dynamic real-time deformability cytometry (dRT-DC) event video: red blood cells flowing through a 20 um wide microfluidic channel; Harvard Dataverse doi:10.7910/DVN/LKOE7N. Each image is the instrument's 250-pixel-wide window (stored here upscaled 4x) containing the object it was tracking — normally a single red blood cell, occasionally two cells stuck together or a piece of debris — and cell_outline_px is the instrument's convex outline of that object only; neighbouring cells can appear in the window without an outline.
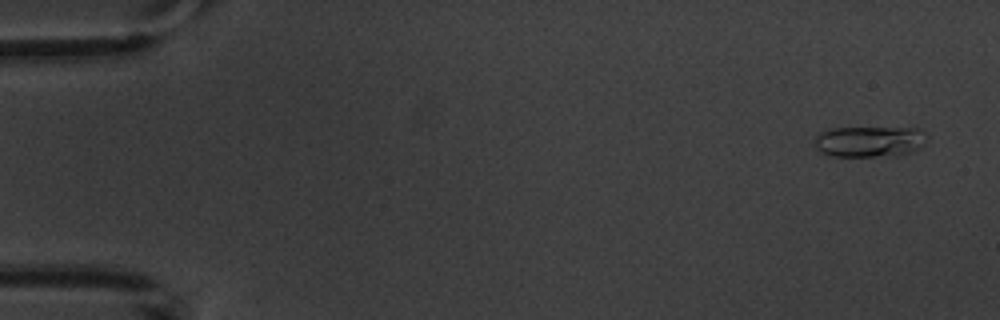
{"species": "common noctule bat (a hibernating species)", "species_latin": "Nyctalus noctula", "temperature_condition": "warm", "stored_images_in_passage": 5, "camera_frame_rate_fps": 3000, "um_per_image_px": 0.085, "animal": {"sex": "male", "body_mass_g": 20.1, "forearm_length_mm": 53.5}, "frame": {"image": 1, "passage_image": 5, "time_ms": 5.667, "image_size_px": [1000, 320], "cell_outline_px": [[928, 136], [924, 144], [920, 148], [912, 152], [872, 156], [828, 156], [816, 148], [816, 136], [820, 132], [832, 128], [920, 128]], "centroid_in_image_um": [73.92, 12.01], "position_along_channel_um": 11.1, "area_um2": 20.06}}